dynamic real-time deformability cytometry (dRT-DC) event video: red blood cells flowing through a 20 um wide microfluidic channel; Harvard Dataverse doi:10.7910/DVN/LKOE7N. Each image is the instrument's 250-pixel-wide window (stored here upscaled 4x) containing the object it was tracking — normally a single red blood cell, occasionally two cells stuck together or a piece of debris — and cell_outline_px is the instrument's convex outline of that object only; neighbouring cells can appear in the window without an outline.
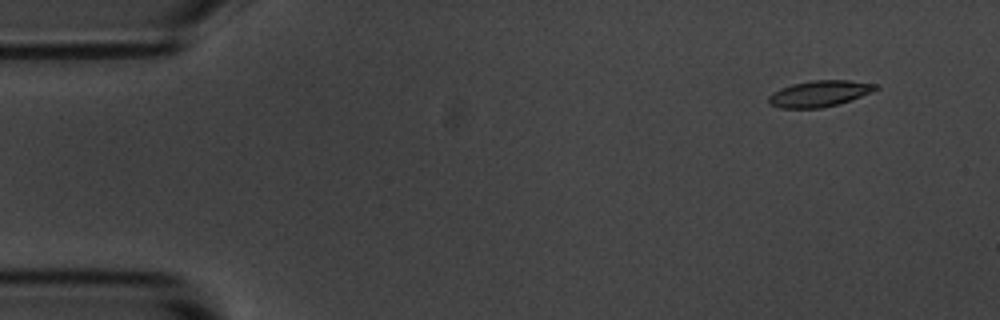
{"species": "common noctule bat (a hibernating species)", "species_latin": "Nyctalus noctula", "temperature_condition": "room temperature", "stored_images_in_passage": 5, "camera_frame_rate_fps": 3000, "um_per_image_px": 0.085, "animal": {"sex": "male", "body_mass_g": 20.1, "forearm_length_mm": 53.5}, "frame": {"image": 1, "passage_image": 2, "time_ms": 1.0, "image_size_px": [1000, 320], "cell_outline_px": [[880, 88], [872, 92], [836, 104], [820, 108], [780, 108], [768, 104], [768, 96], [772, 92], [780, 88], [792, 84], [812, 80], [848, 80], [880, 84]], "centroid_in_image_um": [69.64, 7.94], "position_along_channel_um": 15.4, "area_um2": 16.36}}
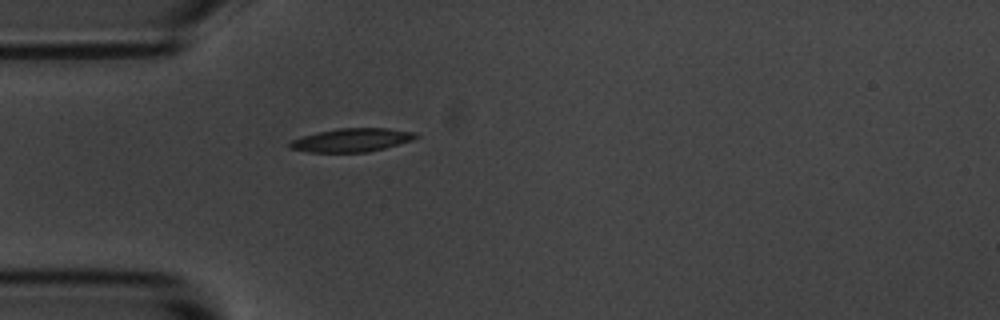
{"frame": {"image": 2, "passage_image": 5, "time_ms": 4.667, "image_size_px": [1000, 320], "cell_outline_px": [[420, 136], [412, 140], [384, 148], [368, 152], [308, 152], [292, 148], [288, 144], [292, 140], [304, 136], [320, 132], [340, 128], [384, 128], [416, 132]], "centroid_in_image_um": [29.94, 11.9], "position_along_channel_um": 55.1, "area_um2": 16.94}}